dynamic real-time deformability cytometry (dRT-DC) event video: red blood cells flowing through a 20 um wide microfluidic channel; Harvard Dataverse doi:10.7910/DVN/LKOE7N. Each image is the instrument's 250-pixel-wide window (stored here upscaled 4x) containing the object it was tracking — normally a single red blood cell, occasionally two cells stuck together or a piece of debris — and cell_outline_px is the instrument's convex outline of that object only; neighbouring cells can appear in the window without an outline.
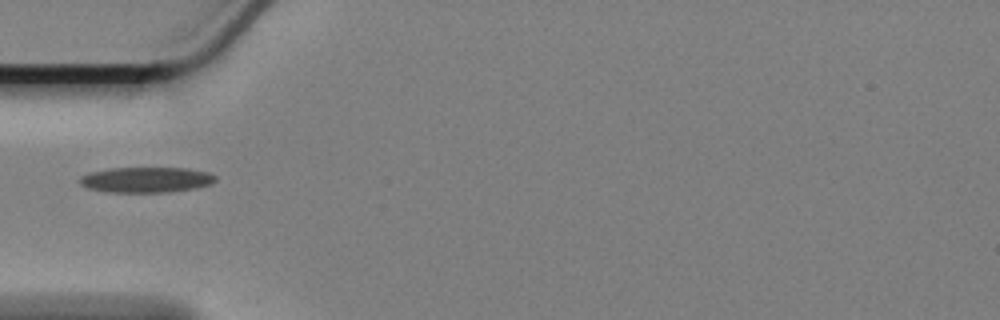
{"species": "Egyptian fruit bat (a non-hibernating species)", "species_latin": "Rousettus aegyptiacus", "temperature_condition": "cold", "stored_images_in_passage": 41, "camera_frame_rate_fps": 3000, "um_per_image_px": 0.085, "animal": {"sex": "female"}, "frame": {"image": 1, "passage_image": 1, "time_ms": 0.0, "image_size_px": [1000, 320], "cell_outline_px": [[216, 180], [212, 184], [192, 188], [164, 192], [108, 192], [88, 188], [80, 184], [80, 176], [88, 172], [108, 168], [188, 168], [208, 172], [216, 176]], "centroid_in_image_um": [12.4, 15.27], "position_along_channel_um": 72.6, "area_um2": 20.11}}
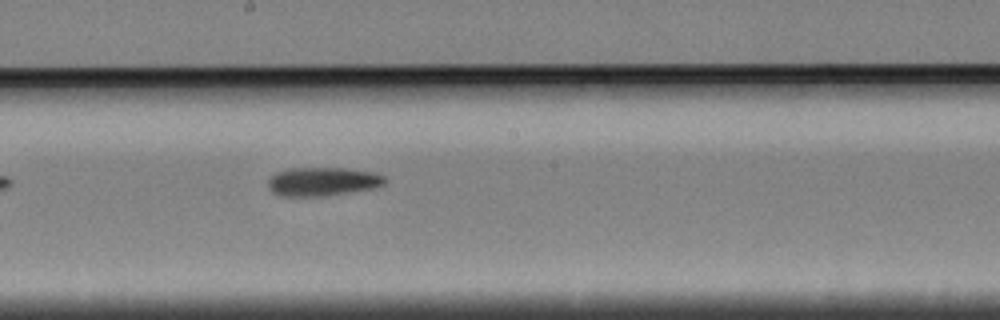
{"frame": {"image": 2, "passage_image": 14, "time_ms": 4.333, "image_size_px": [1000, 320], "cell_outline_px": [[388, 180], [384, 184], [376, 188], [324, 196], [280, 196], [272, 192], [268, 188], [268, 180], [276, 172], [288, 168], [344, 168], [372, 172], [384, 176]], "centroid_in_image_um": [27.42, 15.43], "position_along_channel_um": 220.8, "area_um2": 19.65}}
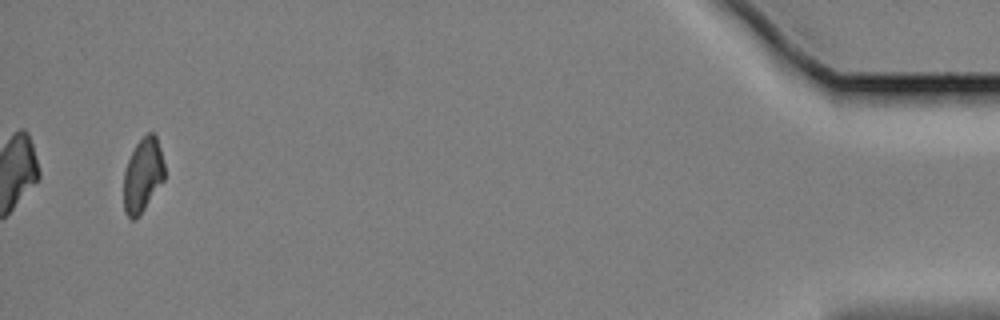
{"frame": {"image": 3, "passage_image": 39, "time_ms": 12.667, "image_size_px": [1000, 320], "cell_outline_px": [[164, 180], [144, 208], [132, 220], [124, 212], [124, 172], [128, 160], [136, 144], [148, 132], [152, 132], [156, 136], [160, 148], [164, 164]], "centroid_in_image_um": [12.14, 14.86], "position_along_channel_um": 423.1, "area_um2": 17.22}}